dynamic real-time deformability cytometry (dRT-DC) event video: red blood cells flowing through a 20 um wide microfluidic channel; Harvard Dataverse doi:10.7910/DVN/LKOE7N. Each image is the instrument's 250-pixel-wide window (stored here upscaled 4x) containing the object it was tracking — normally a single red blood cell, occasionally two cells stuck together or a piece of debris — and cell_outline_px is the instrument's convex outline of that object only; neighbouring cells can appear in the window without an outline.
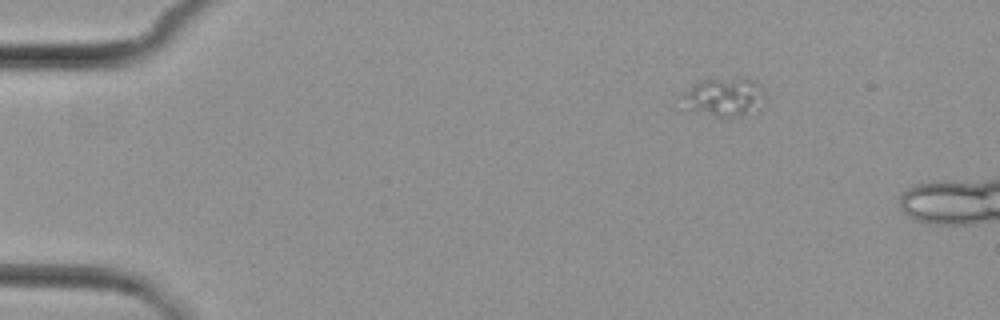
{"species": "common noctule bat (a hibernating species)", "species_latin": "Nyctalus noctula", "temperature_condition": "cold", "stored_images_in_passage": 4, "camera_frame_rate_fps": 3000, "um_per_image_px": 0.085, "animal": {"sex": "female", "body_mass_g": 29.2, "forearm_length_mm": 56.3}, "frame": {"image": 1, "passage_image": 1, "time_ms": 0.0, "image_size_px": [1000, 320], "cell_outline_px": [[764, 104], [760, 108], [740, 116], [716, 116], [688, 108], [680, 96], [684, 92], [700, 80], [744, 76], [748, 76], [756, 80], [760, 84], [764, 92]], "centroid_in_image_um": [61.64, 8.19], "position_along_channel_um": 23.4, "area_um2": 18.84}}